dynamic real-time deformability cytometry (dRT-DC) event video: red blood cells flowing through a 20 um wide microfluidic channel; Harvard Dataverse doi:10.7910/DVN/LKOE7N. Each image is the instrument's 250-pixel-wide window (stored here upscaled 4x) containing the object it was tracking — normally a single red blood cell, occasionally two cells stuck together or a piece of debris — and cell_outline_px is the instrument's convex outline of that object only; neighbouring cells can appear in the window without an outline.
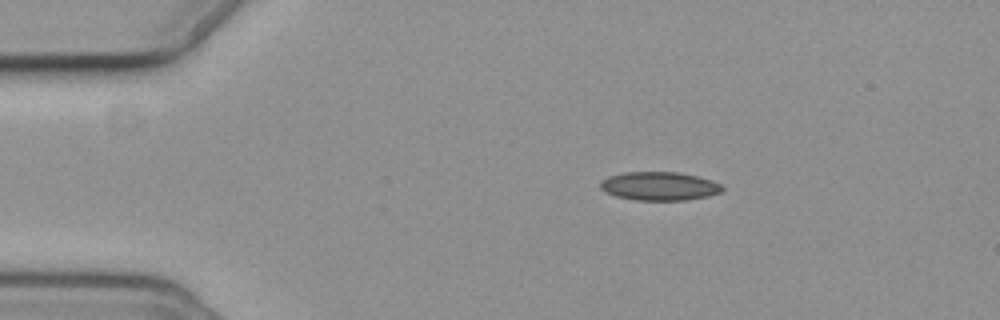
{"species": "common noctule bat (a hibernating species)", "species_latin": "Nyctalus noctula", "temperature_condition": "cold", "stored_images_in_passage": 5, "segment_of_instrument_passage": [1, 2], "camera_frame_rate_fps": 3000, "um_per_image_px": 0.085, "animal": {"sex": "female", "body_mass_g": 19.3, "forearm_length_mm": 54.1}, "frame": {"image": 1, "passage_image": 2, "time_ms": 1.333, "image_size_px": [1000, 320], "cell_outline_px": [[724, 188], [720, 192], [708, 196], [688, 200], [636, 200], [616, 196], [600, 188], [600, 180], [608, 176], [624, 172], [680, 172], [712, 180], [720, 184]], "centroid_in_image_um": [56.04, 15.81], "position_along_channel_um": 29.0, "area_um2": 20.29}}
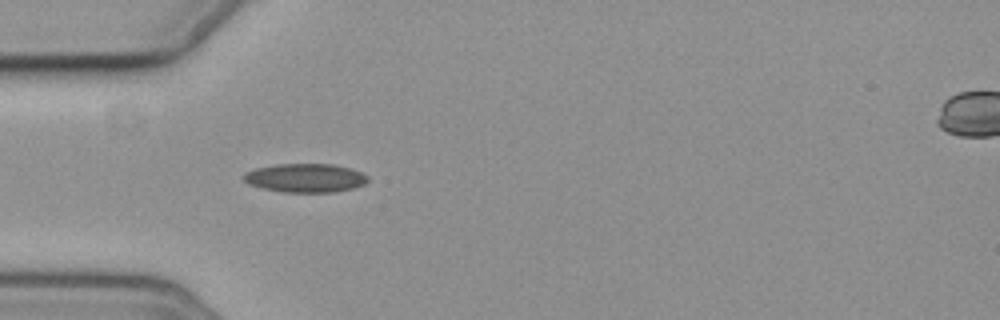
{"frame": {"image": 2, "passage_image": 4, "time_ms": 3.667, "image_size_px": [1000, 320], "cell_outline_px": [[368, 180], [364, 184], [352, 188], [332, 192], [284, 192], [264, 188], [248, 184], [240, 176], [244, 172], [256, 168], [276, 164], [332, 164], [348, 168], [360, 172], [368, 176]], "centroid_in_image_um": [25.9, 15.12], "position_along_channel_um": 59.1, "area_um2": 20.69}}